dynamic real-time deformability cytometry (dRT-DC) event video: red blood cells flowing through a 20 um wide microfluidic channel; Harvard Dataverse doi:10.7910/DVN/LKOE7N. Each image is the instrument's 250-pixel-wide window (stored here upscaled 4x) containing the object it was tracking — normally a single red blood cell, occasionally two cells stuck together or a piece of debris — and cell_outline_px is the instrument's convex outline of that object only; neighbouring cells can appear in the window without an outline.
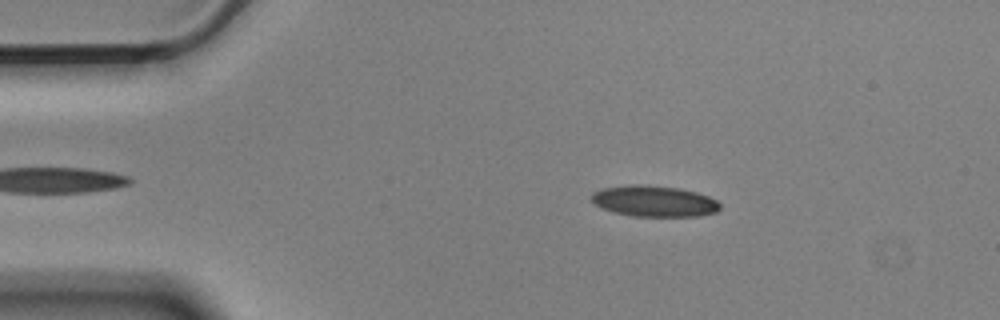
{"species": "Egyptian fruit bat (a non-hibernating species)", "species_latin": "Rousettus aegyptiacus", "temperature_condition": "cold", "stored_images_in_passage": 47, "camera_frame_rate_fps": 3000, "um_per_image_px": 0.085, "animal": {"sex": "male"}, "frame": {"image": 1, "passage_image": 9, "time_ms": 2.667, "image_size_px": [1000, 320], "cell_outline_px": [[720, 208], [716, 212], [700, 216], [632, 216], [612, 212], [600, 208], [592, 200], [592, 192], [604, 188], [632, 184], [648, 184], [680, 188], [696, 192], [708, 196], [716, 200], [720, 204]], "centroid_in_image_um": [55.6, 17.09], "position_along_channel_um": 29.4, "area_um2": 23.41}}
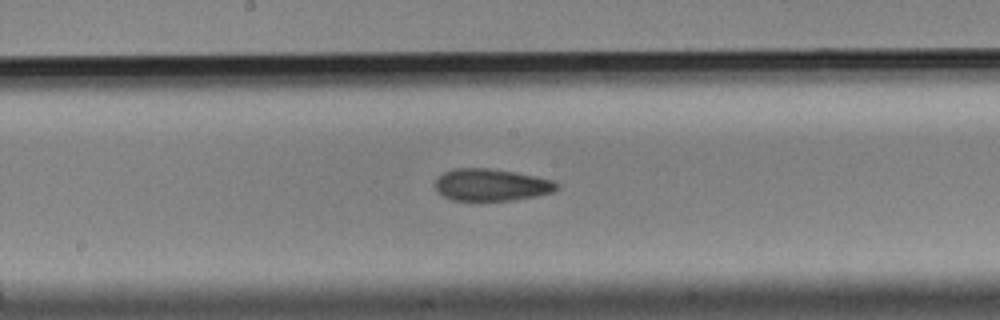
{"frame": {"image": 2, "passage_image": 28, "time_ms": 9.0, "image_size_px": [1000, 320], "cell_outline_px": [[560, 188], [552, 192], [536, 196], [512, 200], [480, 204], [472, 204], [452, 200], [436, 192], [436, 176], [452, 168], [488, 168], [536, 176], [552, 180], [560, 184]], "centroid_in_image_um": [41.71, 15.77], "position_along_channel_um": 206.5, "area_um2": 23.76}}
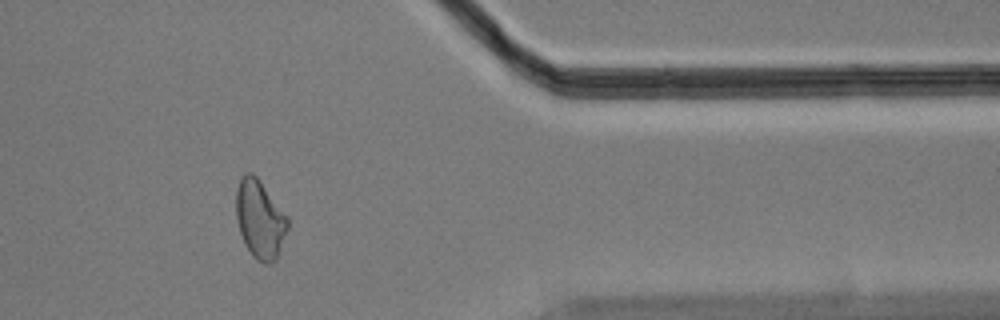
{"frame": {"image": 3, "passage_image": 45, "time_ms": 14.667, "image_size_px": [1000, 320], "cell_outline_px": [[288, 228], [276, 260], [272, 264], [264, 264], [256, 260], [252, 256], [244, 244], [240, 232], [236, 216], [236, 188], [240, 176], [244, 172], [252, 172], [260, 180], [288, 216]], "centroid_in_image_um": [22.08, 18.63], "position_along_channel_um": 389.3, "area_um2": 23.93}, "authors_computed_cell_mechanics": {"area_um2": 23.1778, "velocity_mm_per_s": 3.5782, "shape_relaxation_time_tau1_ms": 7.23, "shape_relaxation_time_tau2_ms": 3.6548, "deformation_change_tau1": 0.1439, "deformation_change_tau2": 0.1102}}